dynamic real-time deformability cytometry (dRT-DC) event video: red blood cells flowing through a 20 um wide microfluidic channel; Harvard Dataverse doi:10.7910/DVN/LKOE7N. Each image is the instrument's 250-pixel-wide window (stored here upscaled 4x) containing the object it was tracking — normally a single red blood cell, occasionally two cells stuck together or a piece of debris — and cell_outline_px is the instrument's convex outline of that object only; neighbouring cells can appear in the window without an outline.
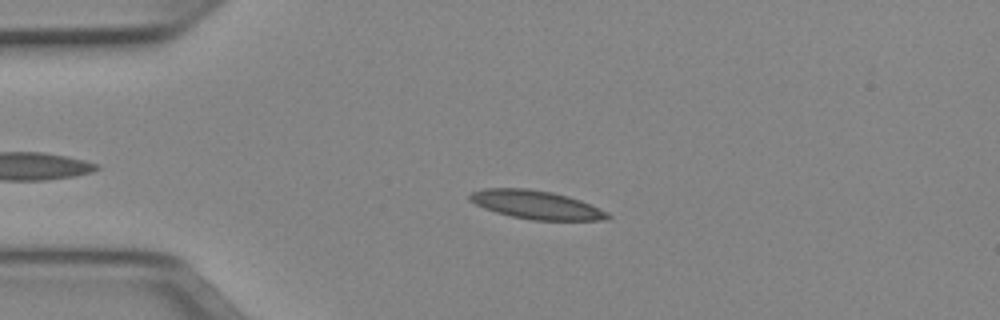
{"species": "Egyptian fruit bat (a non-hibernating species)", "species_latin": "Rousettus aegyptiacus", "temperature_condition": "cold", "stored_images_in_passage": 48, "camera_frame_rate_fps": 3000, "um_per_image_px": 0.085, "animal": {"sex": "female"}, "frame": {"image": 1, "passage_image": 11, "time_ms": 3.333, "image_size_px": [1000, 320], "cell_outline_px": [[612, 216], [608, 220], [532, 220], [512, 216], [496, 212], [484, 208], [468, 200], [468, 196], [472, 192], [484, 188], [528, 188], [552, 192], [568, 196], [580, 200], [608, 212]], "centroid_in_image_um": [45.58, 17.4], "position_along_channel_um": 39.4, "area_um2": 22.89}}
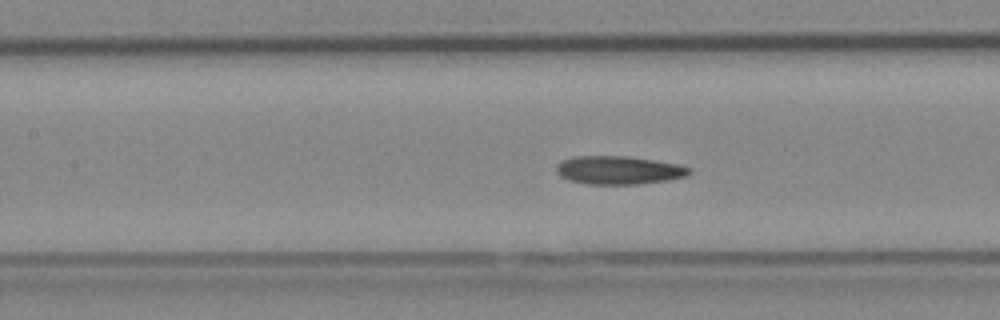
{"frame": {"image": 2, "passage_image": 22, "time_ms": 7.0, "image_size_px": [1000, 320], "cell_outline_px": [[692, 172], [684, 176], [668, 180], [636, 184], [584, 184], [568, 180], [560, 176], [556, 172], [556, 164], [560, 160], [572, 156], [628, 156], [656, 160], [676, 164], [692, 168]], "centroid_in_image_um": [52.53, 14.45], "position_along_channel_um": 154.9, "area_um2": 22.14}}
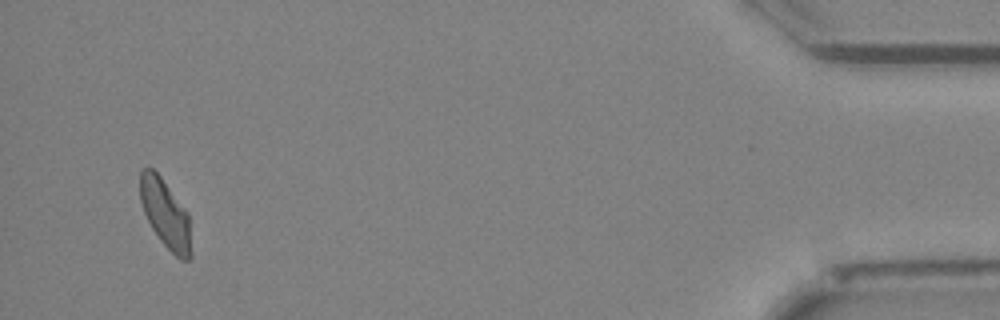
{"frame": {"image": 3, "passage_image": 48, "time_ms": 15.667, "image_size_px": [1000, 320], "cell_outline_px": [[192, 256], [188, 260], [180, 260], [160, 240], [152, 228], [144, 212], [140, 200], [140, 168], [152, 168], [160, 176], [188, 212]], "centroid_in_image_um": [14.07, 18.18], "position_along_channel_um": 421.1, "area_um2": 20.29}, "authors_computed_cell_mechanics": {"area_um2": 21.4149, "velocity_mm_per_s": 3.9749, "shape_relaxation_time_tau1_ms": null, "shape_relaxation_time_tau2_ms": 4.7726, "deformation_change_tau1": null, "deformation_change_tau2": 0.1119}}